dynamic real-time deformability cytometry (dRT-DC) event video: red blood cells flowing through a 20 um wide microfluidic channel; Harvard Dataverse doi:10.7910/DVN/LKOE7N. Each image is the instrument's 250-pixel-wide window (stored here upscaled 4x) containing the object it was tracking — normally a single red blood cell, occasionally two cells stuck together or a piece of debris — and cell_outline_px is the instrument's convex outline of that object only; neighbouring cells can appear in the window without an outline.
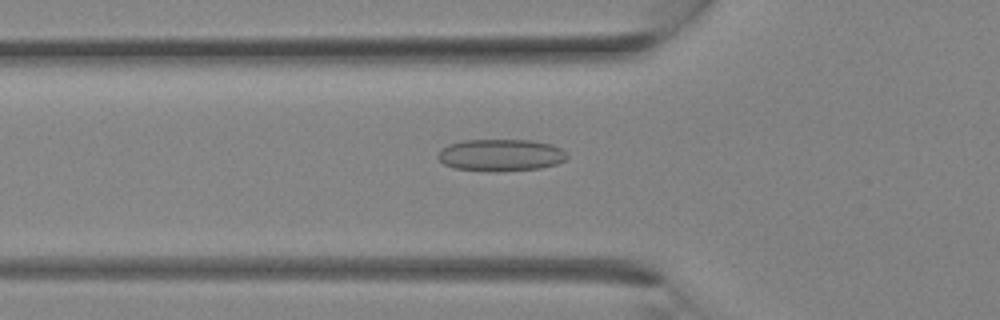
{"species": "Egyptian fruit bat (a non-hibernating species)", "species_latin": "Rousettus aegyptiacus", "temperature_condition": "room temperature", "stored_images_in_passage": 28, "camera_frame_rate_fps": 3000, "um_per_image_px": 0.085, "animal": {"sex": "female"}, "frame": {"image": 1, "passage_image": 9, "time_ms": 2.667, "image_size_px": [1000, 320], "cell_outline_px": [[568, 156], [564, 160], [556, 164], [540, 168], [500, 172], [496, 172], [452, 168], [444, 164], [436, 156], [440, 148], [448, 144], [464, 140], [532, 140], [552, 144], [560, 148]], "centroid_in_image_um": [42.52, 13.19], "position_along_channel_um": 83.3, "area_um2": 24.33}}
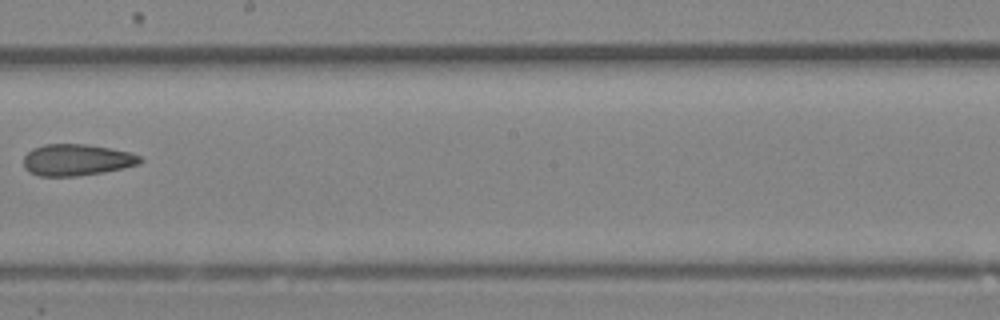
{"frame": {"image": 2, "passage_image": 16, "time_ms": 5.0, "image_size_px": [1000, 320], "cell_outline_px": [[144, 160], [140, 164], [124, 168], [104, 172], [76, 176], [40, 176], [28, 172], [24, 168], [24, 156], [32, 148], [44, 144], [88, 144], [128, 152], [140, 156]], "centroid_in_image_um": [6.51, 13.59], "position_along_channel_um": 241.7, "area_um2": 21.5}}
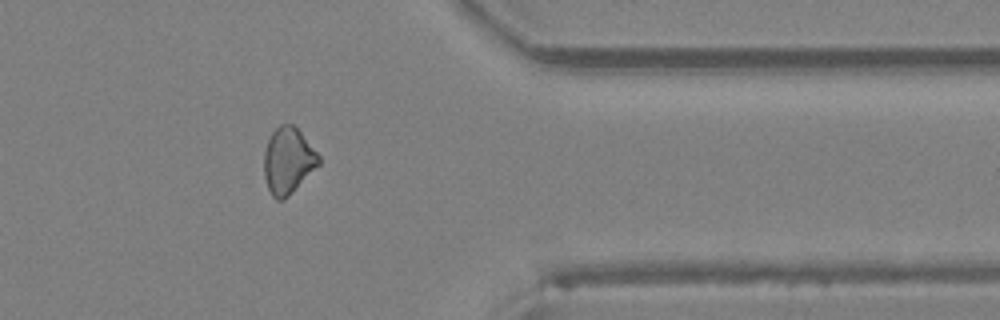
{"frame": {"image": 3, "passage_image": 23, "time_ms": 7.333, "image_size_px": [1000, 320], "cell_outline_px": [[320, 164], [284, 200], [276, 200], [272, 196], [268, 188], [264, 176], [264, 152], [268, 140], [272, 132], [280, 124], [292, 124], [300, 132], [320, 156]], "centroid_in_image_um": [24.47, 13.67], "position_along_channel_um": 386.9, "area_um2": 20.92}}